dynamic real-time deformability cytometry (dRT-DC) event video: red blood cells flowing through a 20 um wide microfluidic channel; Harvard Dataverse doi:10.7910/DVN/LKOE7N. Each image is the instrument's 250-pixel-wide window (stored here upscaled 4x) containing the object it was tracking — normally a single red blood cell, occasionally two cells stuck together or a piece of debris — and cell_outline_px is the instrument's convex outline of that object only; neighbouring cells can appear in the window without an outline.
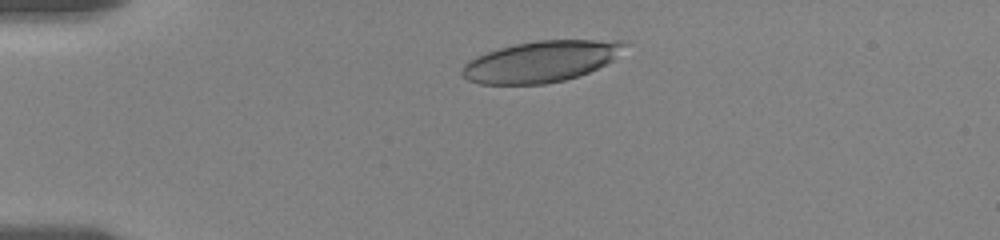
{"species": "human", "species_latin": "Homo sapiens", "temperature_condition": "room temperature", "stored_images_in_passage": 7, "camera_frame_rate_fps": 3000, "um_per_image_px": 0.085, "donor": {"sex": "female"}, "frame": {"image": 1, "passage_image": 3, "time_ms": 2.0, "image_size_px": [1000, 240], "cell_outline_px": [[628, 44], [612, 60], [580, 76], [564, 80], [544, 84], [480, 84], [468, 80], [460, 72], [464, 64], [468, 60], [476, 56], [500, 48], [516, 44], [536, 40], [628, 40]], "centroid_in_image_um": [45.98, 5.22], "position_along_channel_um": 39.0, "area_um2": 38.84}}
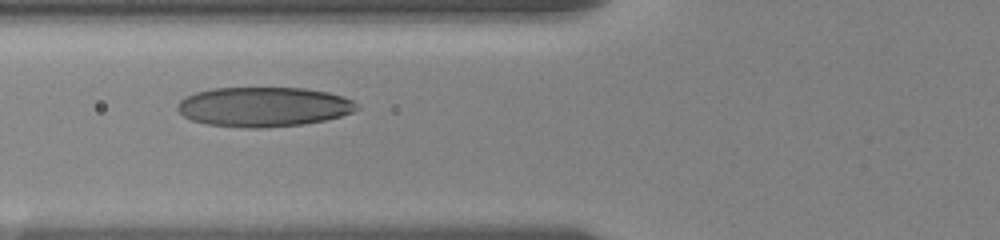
{"frame": {"image": 2, "passage_image": 6, "time_ms": 5.0, "image_size_px": [1000, 240], "cell_outline_px": [[360, 108], [352, 112], [340, 116], [324, 120], [300, 124], [260, 128], [244, 128], [208, 124], [192, 120], [184, 116], [176, 108], [176, 104], [184, 96], [196, 92], [212, 88], [304, 88], [328, 92], [344, 96], [360, 104]], "centroid_in_image_um": [22.4, 9.07], "position_along_channel_um": 103.4, "area_um2": 41.56}}
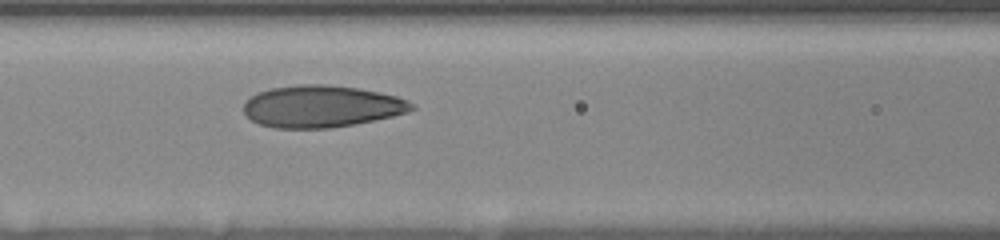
{"frame": {"image": 3, "passage_image": 7, "time_ms": 6.0, "image_size_px": [1000, 240], "cell_outline_px": [[416, 108], [408, 112], [392, 116], [352, 124], [328, 128], [276, 128], [260, 124], [252, 120], [244, 112], [244, 100], [260, 92], [272, 88], [300, 84], [324, 84], [356, 88], [396, 96], [408, 100]], "centroid_in_image_um": [27.31, 9.04], "position_along_channel_um": 139.3, "area_um2": 40.63}}